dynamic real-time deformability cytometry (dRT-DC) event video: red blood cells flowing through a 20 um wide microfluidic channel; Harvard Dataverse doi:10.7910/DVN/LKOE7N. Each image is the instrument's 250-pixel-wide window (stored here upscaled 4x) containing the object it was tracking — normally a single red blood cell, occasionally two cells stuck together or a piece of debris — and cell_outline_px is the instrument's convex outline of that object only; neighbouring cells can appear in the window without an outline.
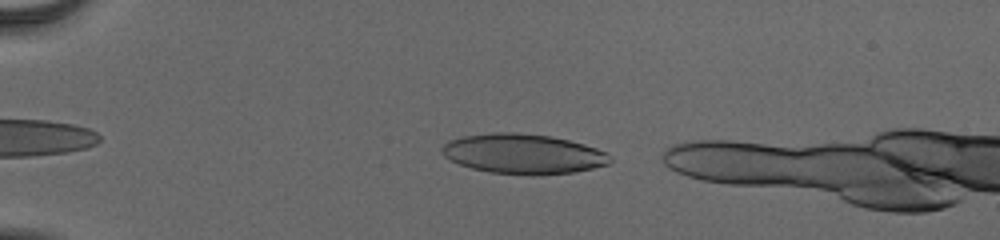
{"species": "human", "species_latin": "Homo sapiens", "temperature_condition": "cold", "stored_images_in_passage": 40, "camera_frame_rate_fps": 3000, "um_per_image_px": 0.085, "donor": {"sex": "male"}, "frame": {"image": 1, "passage_image": 3, "time_ms": 0.667, "image_size_px": [1000, 240], "cell_outline_px": [[612, 160], [608, 164], [592, 168], [572, 172], [540, 176], [532, 176], [492, 172], [472, 168], [460, 164], [444, 156], [440, 152], [440, 148], [448, 140], [464, 136], [492, 132], [516, 132], [552, 136], [584, 144], [596, 148], [604, 152]], "centroid_in_image_um": [44.44, 13.08], "position_along_channel_um": 40.6, "area_um2": 39.19}}
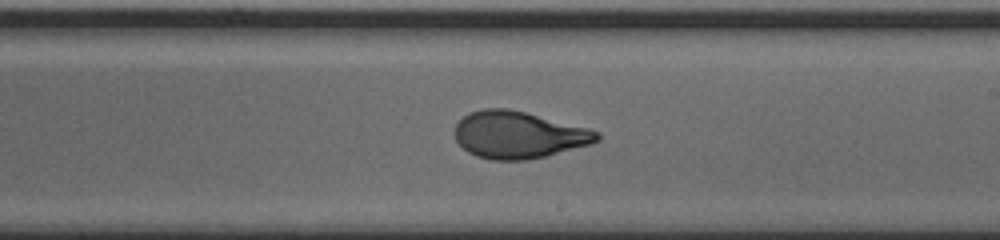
{"frame": {"image": 2, "passage_image": 23, "time_ms": 7.333, "image_size_px": [1000, 240], "cell_outline_px": [[600, 140], [592, 144], [528, 160], [492, 160], [476, 156], [468, 152], [456, 140], [452, 132], [456, 124], [468, 112], [484, 108], [508, 108], [588, 128], [600, 132]], "centroid_in_image_um": [44.05, 11.46], "position_along_channel_um": 245.0, "area_um2": 39.02}}
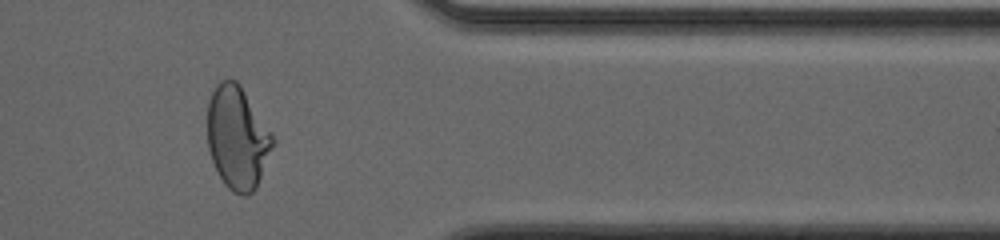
{"frame": {"image": 3, "passage_image": 35, "time_ms": 11.333, "image_size_px": [1000, 240], "cell_outline_px": [[276, 140], [256, 188], [248, 196], [240, 196], [232, 192], [224, 184], [212, 160], [208, 148], [208, 104], [212, 92], [216, 84], [220, 80], [236, 80], [240, 84], [272, 132]], "centroid_in_image_um": [20.19, 11.71], "position_along_channel_um": 391.2, "area_um2": 39.3}}